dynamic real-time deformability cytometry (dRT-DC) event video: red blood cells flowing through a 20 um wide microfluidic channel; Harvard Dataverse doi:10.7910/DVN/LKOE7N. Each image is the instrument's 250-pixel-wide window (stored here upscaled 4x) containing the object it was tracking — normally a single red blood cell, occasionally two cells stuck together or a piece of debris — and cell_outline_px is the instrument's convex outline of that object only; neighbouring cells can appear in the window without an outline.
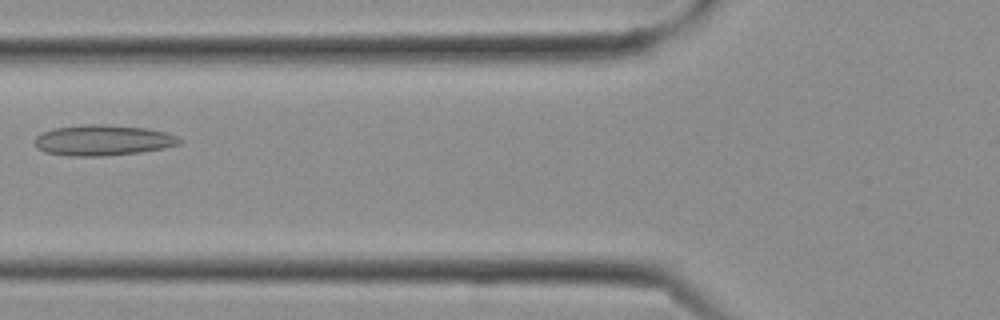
{"species": "Egyptian fruit bat (a non-hibernating species)", "species_latin": "Rousettus aegyptiacus", "temperature_condition": "cold", "stored_images_in_passage": 26, "camera_frame_rate_fps": 3000, "um_per_image_px": 0.085, "frame": {"image": 1, "passage_image": 10, "time_ms": 3.0, "image_size_px": [1000, 320], "cell_outline_px": [[184, 140], [180, 144], [164, 148], [140, 152], [104, 156], [68, 156], [44, 152], [36, 148], [32, 140], [36, 136], [44, 132], [56, 128], [88, 124], [100, 124], [148, 128], [164, 132], [176, 136]], "centroid_in_image_um": [8.73, 11.93], "position_along_channel_um": 117.1, "area_um2": 25.95}}
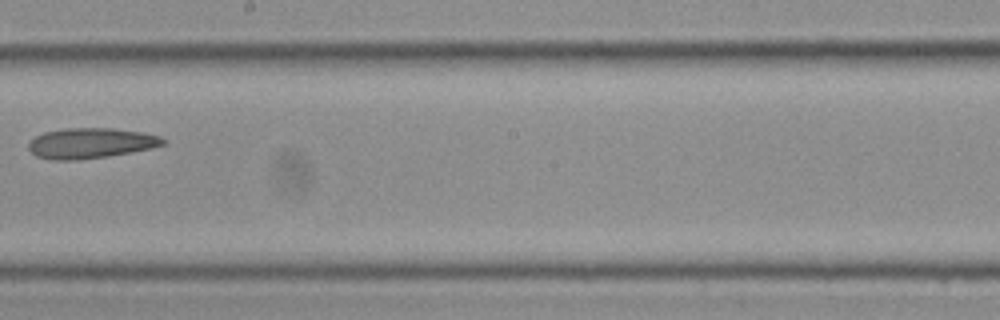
{"frame": {"image": 2, "passage_image": 15, "time_ms": 4.667, "image_size_px": [1000, 320], "cell_outline_px": [[164, 144], [152, 148], [108, 156], [80, 160], [52, 160], [36, 156], [28, 148], [28, 144], [36, 136], [44, 132], [64, 128], [112, 128], [144, 132], [160, 136], [164, 140]], "centroid_in_image_um": [7.7, 12.17], "position_along_channel_um": 240.5, "area_um2": 23.81}}
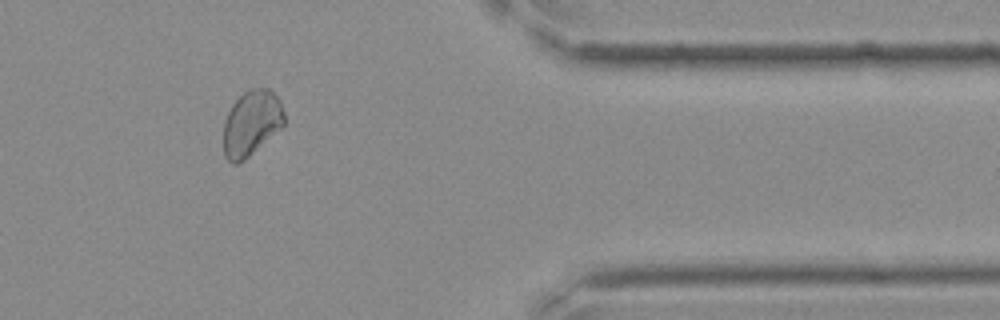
{"frame": {"image": 3, "passage_image": 22, "time_ms": 7.0, "image_size_px": [1000, 320], "cell_outline_px": [[284, 128], [244, 160], [236, 164], [232, 164], [224, 156], [224, 120], [232, 104], [244, 92], [252, 88], [268, 88], [280, 100], [284, 112]], "centroid_in_image_um": [21.39, 10.49], "position_along_channel_um": 390.0, "area_um2": 23.41}}